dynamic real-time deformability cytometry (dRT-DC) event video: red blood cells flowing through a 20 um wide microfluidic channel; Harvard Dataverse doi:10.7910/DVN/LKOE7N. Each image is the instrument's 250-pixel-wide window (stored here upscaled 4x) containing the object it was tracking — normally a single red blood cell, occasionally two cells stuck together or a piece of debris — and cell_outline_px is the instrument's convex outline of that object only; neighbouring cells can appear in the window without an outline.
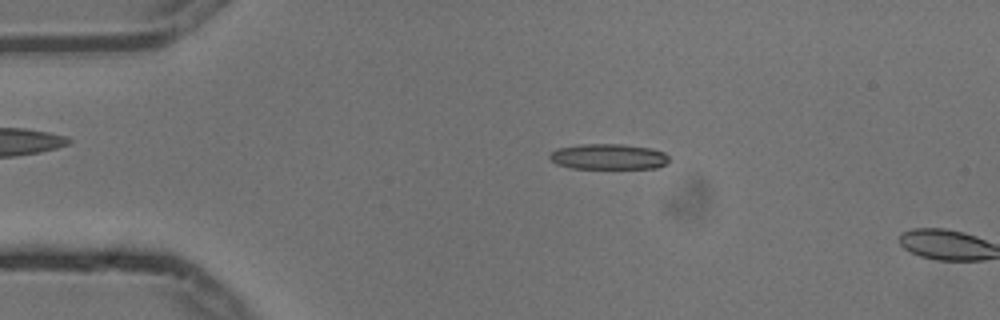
{"species": "common noctule bat (a hibernating species)", "species_latin": "Nyctalus noctula", "temperature_condition": "cold", "stored_images_in_passage": 2, "camera_frame_rate_fps": 3000, "um_per_image_px": 0.085, "animal": {"sex": "male", "body_mass_g": 13.3}, "frame": {"image": 1, "passage_image": 1, "time_ms": 0.0, "image_size_px": [1000, 320], "cell_outline_px": [[668, 160], [664, 164], [656, 168], [572, 168], [556, 164], [548, 156], [556, 148], [580, 144], [624, 144], [652, 148], [664, 152], [668, 156]], "centroid_in_image_um": [51.7, 13.3], "position_along_channel_um": 33.3, "area_um2": 17.8}}